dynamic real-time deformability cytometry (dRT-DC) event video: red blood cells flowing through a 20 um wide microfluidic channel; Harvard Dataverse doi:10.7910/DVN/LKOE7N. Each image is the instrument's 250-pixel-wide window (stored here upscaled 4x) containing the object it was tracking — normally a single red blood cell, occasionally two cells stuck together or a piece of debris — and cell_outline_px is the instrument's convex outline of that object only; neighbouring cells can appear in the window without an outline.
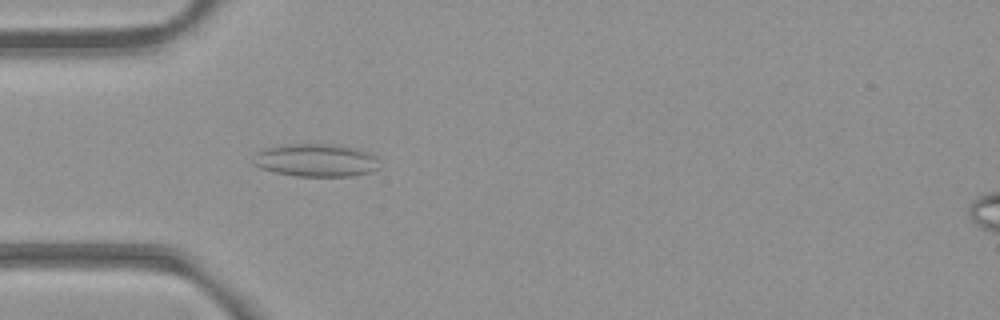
{"species": "common noctule bat (a hibernating species)", "species_latin": "Nyctalus noctula", "temperature_condition": "room temperature", "stored_images_in_passage": 51, "camera_frame_rate_fps": 3000, "um_per_image_px": 0.085, "animal": {"sex": "female", "body_mass_g": 21.9}, "frame": {"image": 1, "passage_image": 15, "time_ms": 4.667, "image_size_px": [1000, 320], "cell_outline_px": [[380, 168], [372, 172], [352, 176], [296, 176], [276, 172], [260, 168], [252, 164], [252, 156], [256, 152], [264, 148], [288, 144], [332, 144], [356, 148], [368, 152], [376, 156]], "centroid_in_image_um": [26.84, 13.62], "position_along_channel_um": 58.2, "area_um2": 24.45}}
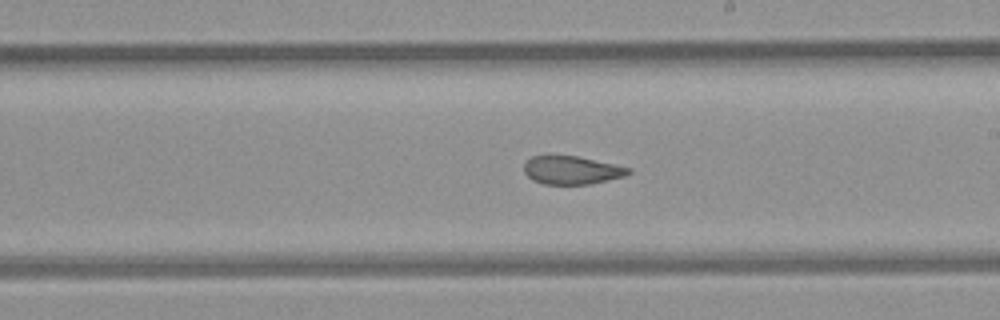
{"frame": {"image": 2, "passage_image": 29, "time_ms": 9.333, "image_size_px": [1000, 320], "cell_outline_px": [[632, 172], [624, 176], [592, 184], [544, 184], [532, 180], [524, 172], [524, 164], [532, 156], [580, 156], [616, 164], [632, 168]], "centroid_in_image_um": [48.64, 14.46], "position_along_channel_um": 240.4, "area_um2": 17.28}}
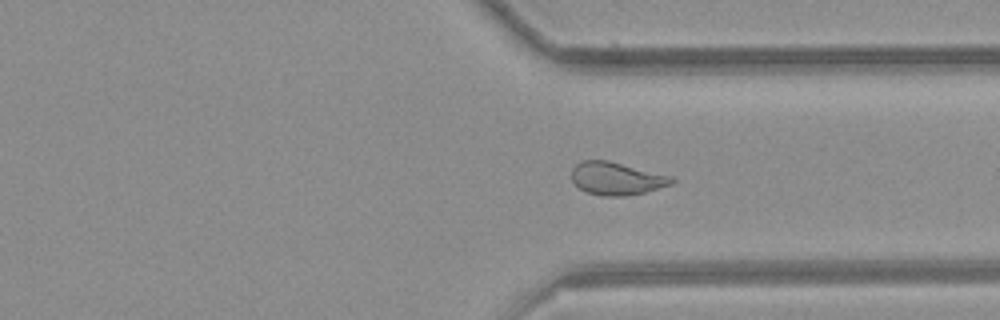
{"frame": {"image": 3, "passage_image": 38, "time_ms": 12.333, "image_size_px": [1000, 320], "cell_outline_px": [[676, 180], [672, 184], [644, 192], [624, 196], [600, 196], [588, 192], [580, 188], [572, 180], [572, 168], [580, 160], [608, 160], [672, 176]], "centroid_in_image_um": [52.4, 15.16], "position_along_channel_um": 359.0, "area_um2": 19.07}, "authors_computed_cell_mechanics": {"area_um2": 19.9988, "velocity_mm_per_s": 3.9628, "shape_relaxation_time_tau1_ms": null, "shape_relaxation_time_tau2_ms": 1.7788, "deformation_change_tau1": null, "deformation_change_tau2": 0.077}}